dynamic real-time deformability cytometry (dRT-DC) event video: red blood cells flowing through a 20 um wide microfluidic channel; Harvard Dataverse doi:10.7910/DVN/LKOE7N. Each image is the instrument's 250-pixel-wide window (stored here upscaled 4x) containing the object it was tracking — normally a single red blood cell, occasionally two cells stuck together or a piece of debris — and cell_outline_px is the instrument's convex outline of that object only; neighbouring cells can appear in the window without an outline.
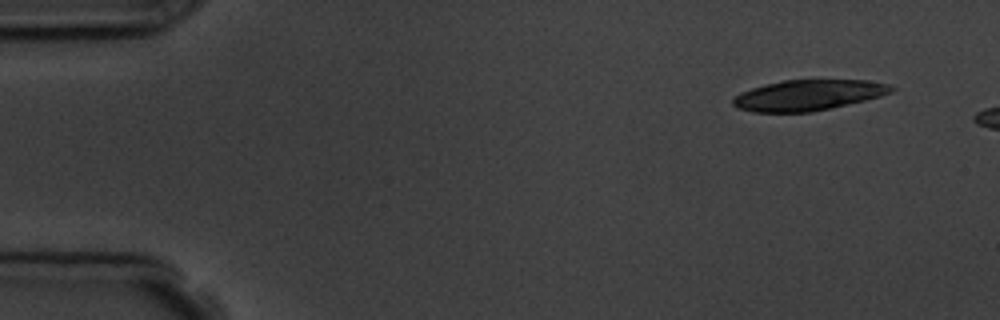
{"species": "common noctule bat (a hibernating species)", "species_latin": "Nyctalus noctula", "temperature_condition": "room temperature", "stored_images_in_passage": 3, "camera_frame_rate_fps": 3000, "um_per_image_px": 0.085, "animal": {"sex": "male", "body_mass_g": 19.5, "forearm_length_mm": 54.6}, "frame": {"image": 1, "passage_image": 1, "time_ms": 0.0, "image_size_px": [1000, 320], "cell_outline_px": [[896, 88], [892, 92], [880, 96], [832, 108], [812, 112], [752, 112], [736, 108], [732, 104], [732, 96], [740, 92], [764, 84], [784, 80], [864, 80], [888, 84]], "centroid_in_image_um": [68.64, 8.09], "position_along_channel_um": 16.4, "area_um2": 28.38}}